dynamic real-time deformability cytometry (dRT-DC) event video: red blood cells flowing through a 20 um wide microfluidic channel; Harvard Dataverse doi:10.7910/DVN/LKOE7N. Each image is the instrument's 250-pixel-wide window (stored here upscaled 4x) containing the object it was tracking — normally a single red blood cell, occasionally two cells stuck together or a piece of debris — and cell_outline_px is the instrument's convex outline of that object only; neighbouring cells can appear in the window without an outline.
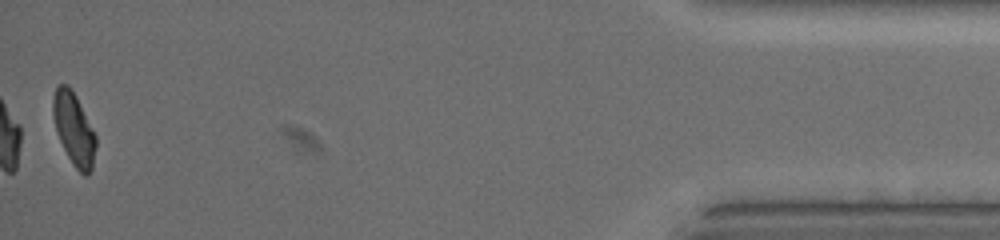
{"species": "common noctule bat (a hibernating species)", "species_latin": "Nyctalus noctula", "temperature_condition": "warm", "stored_images_in_passage": 56, "camera_frame_rate_fps": 3000, "um_per_image_px": 0.085, "animal": {"sex": "female", "body_mass_g": 19.5, "forearm_length_mm": 54.1}, "frame": {"image": 1, "passage_image": 56, "time_ms": 18.333, "image_size_px": [1000, 240], "cell_outline_px": [[96, 148], [92, 168], [88, 176], [84, 176], [72, 164], [60, 140], [56, 128], [52, 112], [52, 100], [56, 88], [60, 84], [68, 84], [76, 96], [96, 136]], "centroid_in_image_um": [6.29, 10.98], "position_along_channel_um": 428.9, "area_um2": 17.86}, "authors_computed_cell_mechanics": {"area_um2": 19.9988, "velocity_mm_per_s": 3.5555, "shape_relaxation_time_tau1_ms": 4.8323, "shape_relaxation_time_tau2_ms": 3.6459, "deformation_change_tau1": 0.1669, "deformation_change_tau2": 0.0869}}